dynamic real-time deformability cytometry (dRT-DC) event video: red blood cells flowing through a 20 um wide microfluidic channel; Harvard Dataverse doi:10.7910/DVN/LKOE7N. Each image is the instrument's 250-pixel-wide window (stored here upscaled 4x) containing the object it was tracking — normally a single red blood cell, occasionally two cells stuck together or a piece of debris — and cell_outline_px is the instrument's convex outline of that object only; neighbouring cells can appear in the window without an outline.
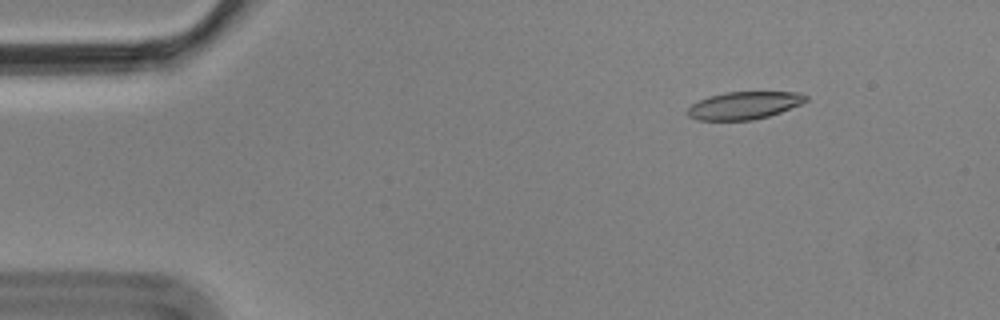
{"species": "Egyptian fruit bat (a non-hibernating species)", "species_latin": "Rousettus aegyptiacus", "temperature_condition": "cold", "stored_images_in_passage": 8, "camera_frame_rate_fps": 3000, "um_per_image_px": 0.085, "animal": {"sex": "male"}, "frame": {"image": 1, "passage_image": 3, "time_ms": 0.667, "image_size_px": [1000, 320], "cell_outline_px": [[808, 100], [800, 104], [780, 112], [768, 116], [752, 120], [696, 120], [688, 116], [688, 108], [692, 104], [708, 96], [724, 92], [800, 92], [808, 96]], "centroid_in_image_um": [63.25, 8.95], "position_along_channel_um": 21.7, "area_um2": 18.96}}